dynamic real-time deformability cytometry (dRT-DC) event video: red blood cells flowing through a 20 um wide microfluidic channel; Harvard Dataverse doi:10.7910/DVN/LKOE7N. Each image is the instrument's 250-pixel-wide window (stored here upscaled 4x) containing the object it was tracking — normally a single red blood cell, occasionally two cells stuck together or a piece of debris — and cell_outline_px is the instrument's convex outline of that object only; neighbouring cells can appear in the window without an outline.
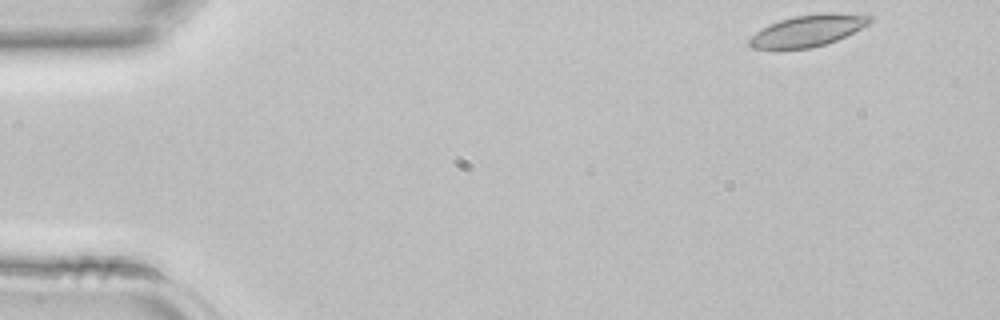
{"species": "common noctule bat (a hibernating species)", "species_latin": "Nyctalus noctula", "temperature_condition": "room temperature", "stored_images_in_passage": 40, "camera_frame_rate_fps": 3000, "um_per_image_px": 0.085, "animal": {"sex": "female", "body_mass_g": 22.7, "forearm_length_mm": 54.2}, "frame": {"image": 1, "passage_image": 1, "time_ms": 0.0, "image_size_px": [1000, 320], "cell_outline_px": [[872, 20], [868, 24], [836, 40], [812, 48], [752, 48], [748, 44], [748, 40], [756, 32], [780, 20], [792, 16], [824, 12], [832, 12], [872, 16]], "centroid_in_image_um": [68.68, 2.59], "position_along_channel_um": 16.3, "area_um2": 21.68}}
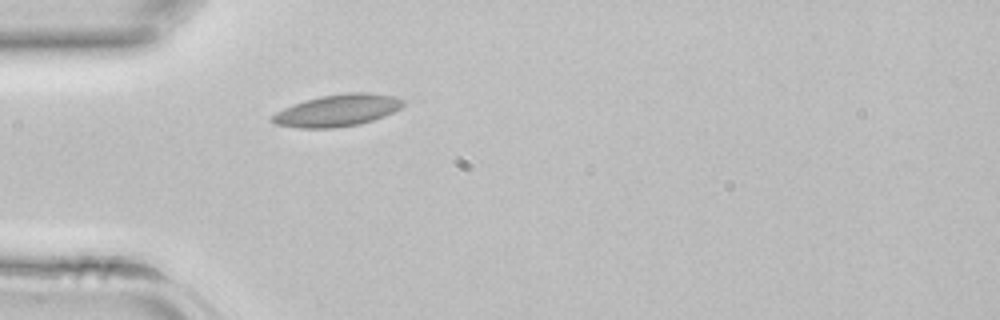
{"frame": {"image": 2, "passage_image": 10, "time_ms": 3.0, "image_size_px": [1000, 320], "cell_outline_px": [[404, 104], [400, 108], [384, 116], [360, 124], [336, 128], [296, 128], [276, 124], [272, 120], [272, 116], [276, 112], [292, 104], [304, 100], [320, 96], [348, 92], [364, 92], [396, 96], [404, 100]], "centroid_in_image_um": [28.68, 9.38], "position_along_channel_um": 56.3, "area_um2": 24.39}}
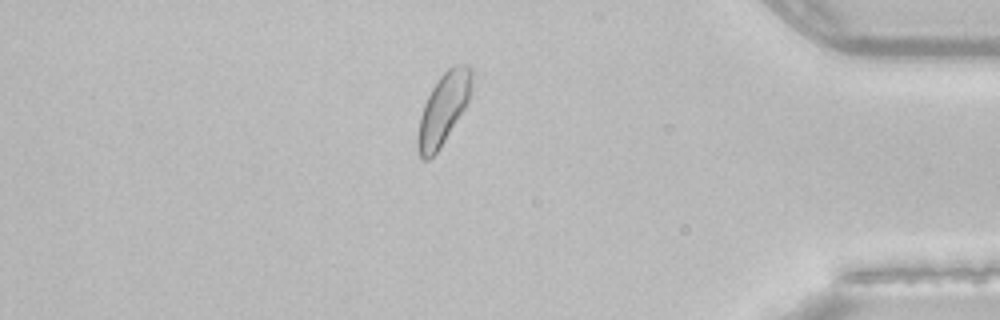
{"frame": {"image": 3, "passage_image": 34, "time_ms": 11.0, "image_size_px": [1000, 320], "cell_outline_px": [[472, 84], [468, 100], [464, 108], [440, 148], [428, 160], [424, 160], [420, 156], [416, 148], [416, 136], [420, 116], [424, 104], [432, 88], [440, 76], [452, 64], [468, 64], [472, 68]], "centroid_in_image_um": [37.66, 9.24], "position_along_channel_um": 397.5, "area_um2": 22.31}}